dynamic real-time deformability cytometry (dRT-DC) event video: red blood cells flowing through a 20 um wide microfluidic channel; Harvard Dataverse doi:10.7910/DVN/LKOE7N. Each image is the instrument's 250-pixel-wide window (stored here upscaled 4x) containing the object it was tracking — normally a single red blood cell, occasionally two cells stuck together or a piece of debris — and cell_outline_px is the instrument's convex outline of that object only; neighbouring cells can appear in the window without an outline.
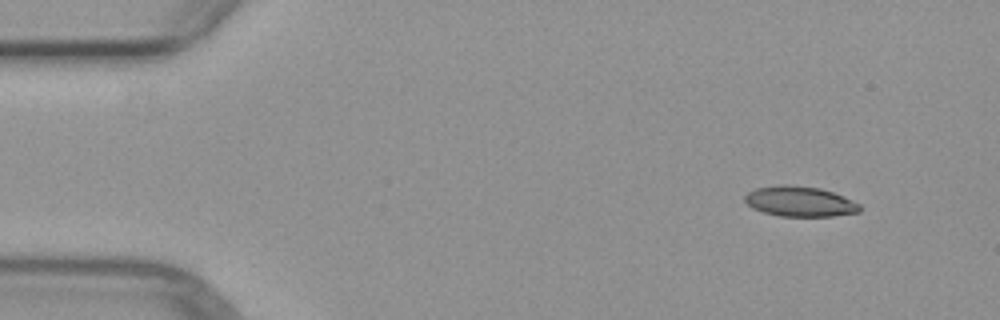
{"species": "common noctule bat (a hibernating species)", "species_latin": "Nyctalus noctula", "temperature_condition": "warm", "stored_images_in_passage": 5, "camera_frame_rate_fps": 3000, "um_per_image_px": 0.085, "animal": {"sex": "female", "body_mass_g": 29.2, "forearm_length_mm": 56.3}, "frame": {"image": 1, "passage_image": 1, "time_ms": 0.0, "image_size_px": [1000, 320], "cell_outline_px": [[860, 212], [832, 216], [780, 216], [764, 212], [752, 208], [744, 200], [744, 196], [748, 192], [756, 188], [780, 184], [784, 184], [820, 188], [844, 196], [860, 204]], "centroid_in_image_um": [67.98, 17.12], "position_along_channel_um": 17.0, "area_um2": 20.23}}
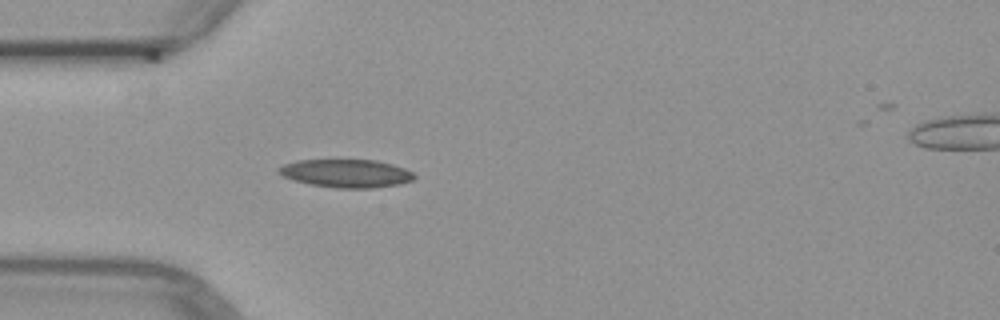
{"frame": {"image": 2, "passage_image": 4, "time_ms": 3.333, "image_size_px": [1000, 320], "cell_outline_px": [[416, 176], [412, 180], [400, 184], [372, 188], [336, 188], [308, 184], [292, 180], [276, 172], [276, 168], [284, 164], [296, 160], [376, 160], [392, 164], [404, 168], [412, 172]], "centroid_in_image_um": [29.39, 14.74], "position_along_channel_um": 55.6, "area_um2": 22.37}}